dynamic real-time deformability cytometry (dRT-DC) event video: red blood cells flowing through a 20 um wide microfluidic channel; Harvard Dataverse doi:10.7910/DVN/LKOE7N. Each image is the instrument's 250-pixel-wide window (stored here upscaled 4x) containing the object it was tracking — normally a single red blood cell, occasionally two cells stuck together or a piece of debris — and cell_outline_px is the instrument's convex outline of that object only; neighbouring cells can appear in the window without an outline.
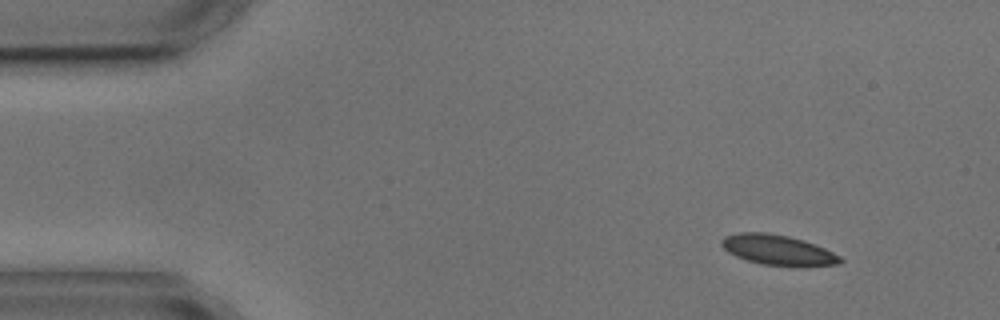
{"species": "common noctule bat (a hibernating species)", "species_latin": "Nyctalus noctula", "temperature_condition": "cold", "stored_images_in_passage": 4, "camera_frame_rate_fps": 3000, "um_per_image_px": 0.085, "animal": {"sex": "male", "body_mass_g": 17.9, "forearm_length_mm": 54.2}, "frame": {"image": 1, "passage_image": 1, "time_ms": 0.0, "image_size_px": [1000, 320], "cell_outline_px": [[844, 260], [840, 264], [764, 264], [748, 260], [736, 256], [728, 252], [720, 244], [720, 240], [724, 236], [740, 232], [764, 232], [788, 236], [804, 240], [824, 248], [840, 256]], "centroid_in_image_um": [66.05, 21.2], "position_along_channel_um": 18.9, "area_um2": 20.11}}
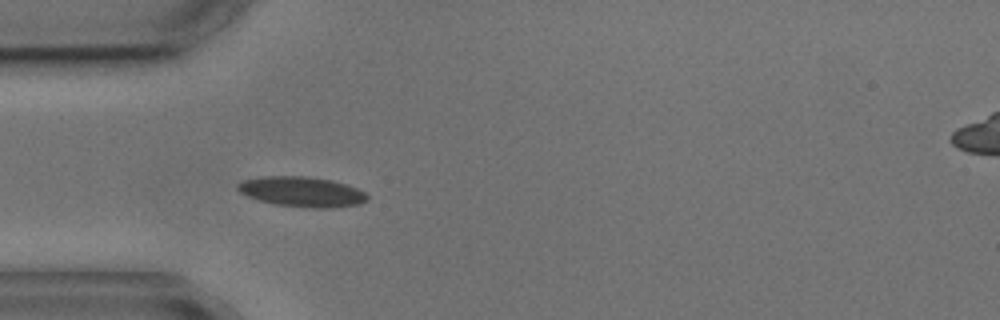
{"frame": {"image": 2, "passage_image": 4, "time_ms": 3.333, "image_size_px": [1000, 320], "cell_outline_px": [[368, 200], [360, 204], [332, 208], [312, 208], [272, 204], [248, 196], [240, 192], [236, 188], [236, 184], [244, 180], [260, 176], [308, 176], [332, 180], [348, 184], [364, 192], [368, 196]], "centroid_in_image_um": [25.67, 16.29], "position_along_channel_um": 59.3, "area_um2": 22.95}}